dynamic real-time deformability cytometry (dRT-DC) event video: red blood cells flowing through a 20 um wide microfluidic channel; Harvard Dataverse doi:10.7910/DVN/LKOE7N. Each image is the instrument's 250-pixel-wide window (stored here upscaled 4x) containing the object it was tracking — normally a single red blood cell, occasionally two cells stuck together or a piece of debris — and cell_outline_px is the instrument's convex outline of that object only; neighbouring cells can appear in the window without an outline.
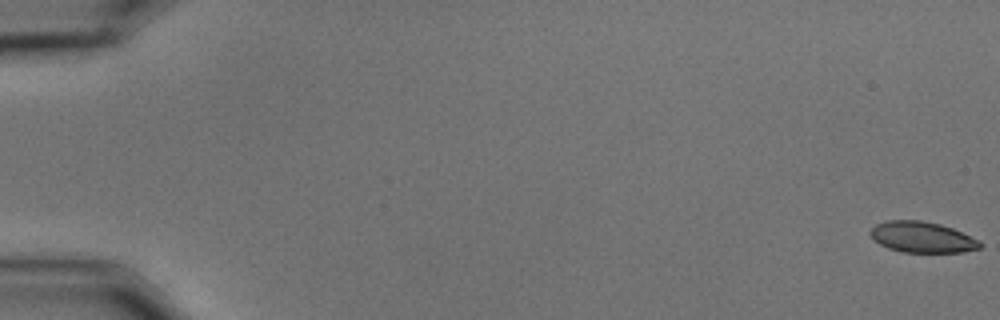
{"species": "common noctule bat (a hibernating species)", "species_latin": "Nyctalus noctula", "temperature_condition": "cold", "stored_images_in_passage": 59, "camera_frame_rate_fps": 3000, "um_per_image_px": 0.085, "animal": {"sex": "male", "body_mass_g": 15.6}, "frame": {"image": 1, "passage_image": 1, "time_ms": 0.0, "image_size_px": [1000, 320], "cell_outline_px": [[980, 248], [964, 252], [904, 252], [888, 248], [880, 244], [868, 232], [876, 224], [888, 220], [920, 220], [940, 224], [952, 228], [976, 240], [980, 244]], "centroid_in_image_um": [78.33, 20.15], "position_along_channel_um": 6.7, "area_um2": 19.36}}
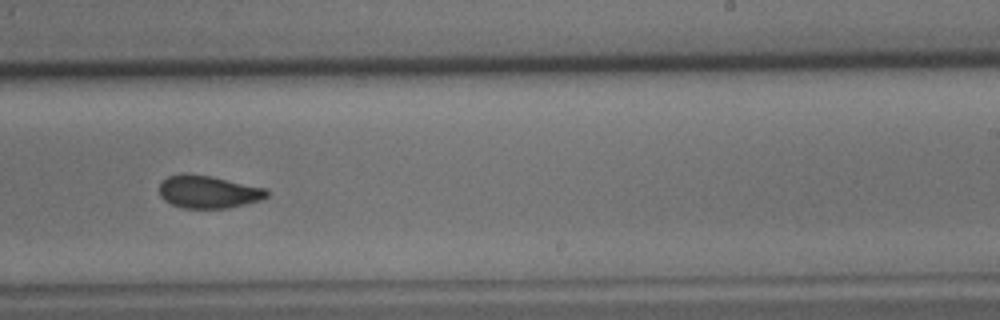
{"frame": {"image": 2, "passage_image": 38, "time_ms": 12.333, "image_size_px": [1000, 320], "cell_outline_px": [[268, 196], [260, 200], [228, 208], [180, 208], [164, 200], [160, 196], [160, 184], [168, 176], [180, 172], [188, 172], [212, 176], [264, 188], [268, 192]], "centroid_in_image_um": [17.66, 16.29], "position_along_channel_um": 271.3, "area_um2": 20.58}}
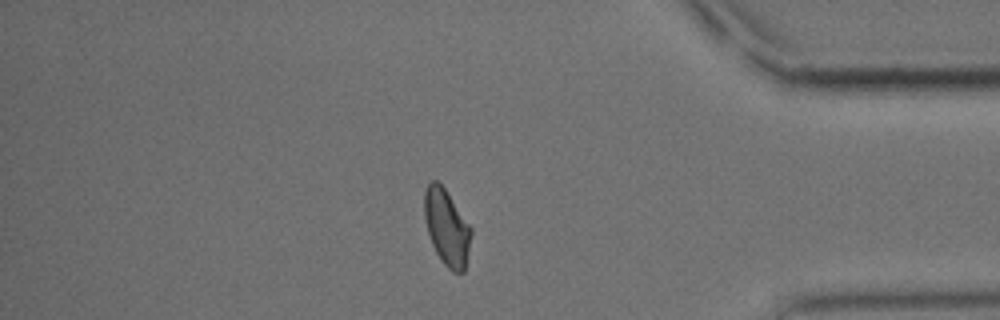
{"frame": {"image": 3, "passage_image": 51, "time_ms": 16.667, "image_size_px": [1000, 320], "cell_outline_px": [[472, 232], [464, 272], [452, 272], [440, 260], [432, 244], [428, 232], [424, 216], [424, 192], [428, 184], [432, 180], [436, 180], [444, 188], [472, 228]], "centroid_in_image_um": [37.97, 19.34], "position_along_channel_um": 397.2, "area_um2": 20.52}, "authors_computed_cell_mechanics": {"area_um2": 20.8658, "velocity_mm_per_s": 3.4818, "shape_relaxation_time_tau1_ms": 6.3938, "shape_relaxation_time_tau2_ms": 2.3483, "deformation_change_tau1": 0.1222, "deformation_change_tau2": 0.0636}}